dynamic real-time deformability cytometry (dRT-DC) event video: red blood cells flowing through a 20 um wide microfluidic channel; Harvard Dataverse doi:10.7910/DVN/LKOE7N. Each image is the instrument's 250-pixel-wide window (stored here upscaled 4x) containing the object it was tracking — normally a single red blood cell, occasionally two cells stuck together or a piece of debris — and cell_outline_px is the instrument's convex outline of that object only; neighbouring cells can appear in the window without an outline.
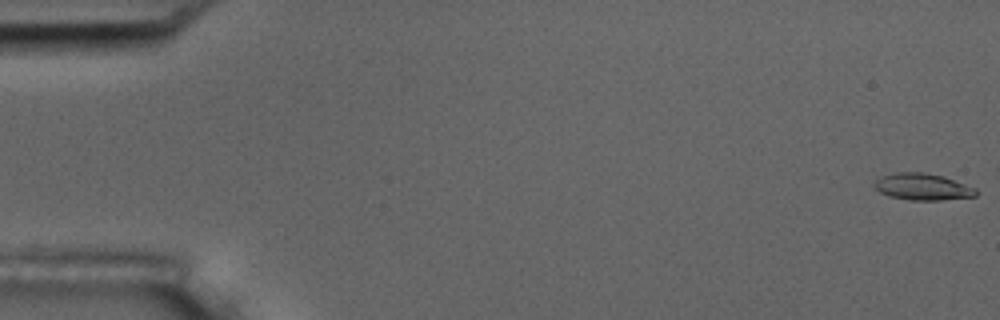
{"species": "common noctule bat (a hibernating species)", "species_latin": "Nyctalus noctula", "temperature_condition": "room temperature", "stored_images_in_passage": 5, "camera_frame_rate_fps": 3000, "um_per_image_px": 0.085, "animal": {"sex": "male", "body_mass_g": 17.5, "forearm_length_mm": 52.3}, "frame": {"image": 1, "passage_image": 1, "time_ms": 0.0, "image_size_px": [1000, 320], "cell_outline_px": [[976, 196], [940, 200], [912, 200], [888, 196], [880, 192], [872, 184], [880, 176], [896, 172], [924, 172], [944, 176], [976, 188]], "centroid_in_image_um": [78.4, 15.87], "position_along_channel_um": 6.6, "area_um2": 15.84}}